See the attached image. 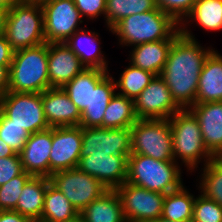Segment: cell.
<instances>
[{"mask_svg":"<svg viewBox=\"0 0 222 222\" xmlns=\"http://www.w3.org/2000/svg\"><path fill=\"white\" fill-rule=\"evenodd\" d=\"M201 45L198 39H191L180 33L172 43L160 74L172 98L182 109L195 104L203 64L215 49L212 46Z\"/></svg>","mask_w":222,"mask_h":222,"instance_id":"cell-1","label":"cell"},{"mask_svg":"<svg viewBox=\"0 0 222 222\" xmlns=\"http://www.w3.org/2000/svg\"><path fill=\"white\" fill-rule=\"evenodd\" d=\"M110 33L117 36L119 47L131 48L147 42L174 40L180 30L167 13L156 8L121 19L111 28Z\"/></svg>","mask_w":222,"mask_h":222,"instance_id":"cell-2","label":"cell"},{"mask_svg":"<svg viewBox=\"0 0 222 222\" xmlns=\"http://www.w3.org/2000/svg\"><path fill=\"white\" fill-rule=\"evenodd\" d=\"M169 121L174 161L193 175L192 172L200 170L199 165L203 167L215 157L207 150L199 121L189 108L177 111Z\"/></svg>","mask_w":222,"mask_h":222,"instance_id":"cell-3","label":"cell"},{"mask_svg":"<svg viewBox=\"0 0 222 222\" xmlns=\"http://www.w3.org/2000/svg\"><path fill=\"white\" fill-rule=\"evenodd\" d=\"M48 77V43L14 51L9 67L8 91L42 93L50 89Z\"/></svg>","mask_w":222,"mask_h":222,"instance_id":"cell-4","label":"cell"},{"mask_svg":"<svg viewBox=\"0 0 222 222\" xmlns=\"http://www.w3.org/2000/svg\"><path fill=\"white\" fill-rule=\"evenodd\" d=\"M182 168L175 161H161L146 155L130 154L127 182L149 191L167 194L184 184Z\"/></svg>","mask_w":222,"mask_h":222,"instance_id":"cell-5","label":"cell"},{"mask_svg":"<svg viewBox=\"0 0 222 222\" xmlns=\"http://www.w3.org/2000/svg\"><path fill=\"white\" fill-rule=\"evenodd\" d=\"M5 37L14 51L46 42L39 0H19L8 10Z\"/></svg>","mask_w":222,"mask_h":222,"instance_id":"cell-6","label":"cell"},{"mask_svg":"<svg viewBox=\"0 0 222 222\" xmlns=\"http://www.w3.org/2000/svg\"><path fill=\"white\" fill-rule=\"evenodd\" d=\"M131 154L174 161L169 119H138L131 126Z\"/></svg>","mask_w":222,"mask_h":222,"instance_id":"cell-7","label":"cell"},{"mask_svg":"<svg viewBox=\"0 0 222 222\" xmlns=\"http://www.w3.org/2000/svg\"><path fill=\"white\" fill-rule=\"evenodd\" d=\"M0 111L12 124L23 127L30 134L50 128L44 115L41 93L8 91L0 97Z\"/></svg>","mask_w":222,"mask_h":222,"instance_id":"cell-8","label":"cell"},{"mask_svg":"<svg viewBox=\"0 0 222 222\" xmlns=\"http://www.w3.org/2000/svg\"><path fill=\"white\" fill-rule=\"evenodd\" d=\"M43 10L46 43H64L77 30L83 28L85 19L73 0H39ZM81 26V27H80Z\"/></svg>","mask_w":222,"mask_h":222,"instance_id":"cell-9","label":"cell"},{"mask_svg":"<svg viewBox=\"0 0 222 222\" xmlns=\"http://www.w3.org/2000/svg\"><path fill=\"white\" fill-rule=\"evenodd\" d=\"M49 179L50 183L63 193L78 213L108 190L99 180L81 171L78 167L57 171Z\"/></svg>","mask_w":222,"mask_h":222,"instance_id":"cell-10","label":"cell"},{"mask_svg":"<svg viewBox=\"0 0 222 222\" xmlns=\"http://www.w3.org/2000/svg\"><path fill=\"white\" fill-rule=\"evenodd\" d=\"M126 222H151L161 217L165 193L123 183L115 188Z\"/></svg>","mask_w":222,"mask_h":222,"instance_id":"cell-11","label":"cell"},{"mask_svg":"<svg viewBox=\"0 0 222 222\" xmlns=\"http://www.w3.org/2000/svg\"><path fill=\"white\" fill-rule=\"evenodd\" d=\"M82 148L80 157L93 155L131 154V127L101 128L82 127Z\"/></svg>","mask_w":222,"mask_h":222,"instance_id":"cell-12","label":"cell"},{"mask_svg":"<svg viewBox=\"0 0 222 222\" xmlns=\"http://www.w3.org/2000/svg\"><path fill=\"white\" fill-rule=\"evenodd\" d=\"M138 119H169L182 108L174 101L164 79L155 76L134 101Z\"/></svg>","mask_w":222,"mask_h":222,"instance_id":"cell-13","label":"cell"},{"mask_svg":"<svg viewBox=\"0 0 222 222\" xmlns=\"http://www.w3.org/2000/svg\"><path fill=\"white\" fill-rule=\"evenodd\" d=\"M82 148L81 126L52 128L50 176L61 170L76 168Z\"/></svg>","mask_w":222,"mask_h":222,"instance_id":"cell-14","label":"cell"},{"mask_svg":"<svg viewBox=\"0 0 222 222\" xmlns=\"http://www.w3.org/2000/svg\"><path fill=\"white\" fill-rule=\"evenodd\" d=\"M128 157L90 154L80 157L77 167L99 180L107 189H115L127 182Z\"/></svg>","mask_w":222,"mask_h":222,"instance_id":"cell-15","label":"cell"},{"mask_svg":"<svg viewBox=\"0 0 222 222\" xmlns=\"http://www.w3.org/2000/svg\"><path fill=\"white\" fill-rule=\"evenodd\" d=\"M52 128L30 134L19 153L23 171L32 176L50 177Z\"/></svg>","mask_w":222,"mask_h":222,"instance_id":"cell-16","label":"cell"},{"mask_svg":"<svg viewBox=\"0 0 222 222\" xmlns=\"http://www.w3.org/2000/svg\"><path fill=\"white\" fill-rule=\"evenodd\" d=\"M85 68L64 43H48V77L51 88H62Z\"/></svg>","mask_w":222,"mask_h":222,"instance_id":"cell-17","label":"cell"},{"mask_svg":"<svg viewBox=\"0 0 222 222\" xmlns=\"http://www.w3.org/2000/svg\"><path fill=\"white\" fill-rule=\"evenodd\" d=\"M46 121L51 128L78 126L81 113L62 88H50L41 93Z\"/></svg>","mask_w":222,"mask_h":222,"instance_id":"cell-18","label":"cell"},{"mask_svg":"<svg viewBox=\"0 0 222 222\" xmlns=\"http://www.w3.org/2000/svg\"><path fill=\"white\" fill-rule=\"evenodd\" d=\"M189 109L199 121L207 150L218 158L222 154V101L194 104Z\"/></svg>","mask_w":222,"mask_h":222,"instance_id":"cell-19","label":"cell"},{"mask_svg":"<svg viewBox=\"0 0 222 222\" xmlns=\"http://www.w3.org/2000/svg\"><path fill=\"white\" fill-rule=\"evenodd\" d=\"M64 44L76 54L86 68L110 71L107 55L101 50V37L95 30L83 27L69 37Z\"/></svg>","mask_w":222,"mask_h":222,"instance_id":"cell-20","label":"cell"},{"mask_svg":"<svg viewBox=\"0 0 222 222\" xmlns=\"http://www.w3.org/2000/svg\"><path fill=\"white\" fill-rule=\"evenodd\" d=\"M190 24H195L203 31H208L207 33L221 31L222 0H197L189 15L179 25L180 33L188 38L196 39L195 33L190 30Z\"/></svg>","mask_w":222,"mask_h":222,"instance_id":"cell-21","label":"cell"},{"mask_svg":"<svg viewBox=\"0 0 222 222\" xmlns=\"http://www.w3.org/2000/svg\"><path fill=\"white\" fill-rule=\"evenodd\" d=\"M222 101V55L214 49L205 59L195 104Z\"/></svg>","mask_w":222,"mask_h":222,"instance_id":"cell-22","label":"cell"},{"mask_svg":"<svg viewBox=\"0 0 222 222\" xmlns=\"http://www.w3.org/2000/svg\"><path fill=\"white\" fill-rule=\"evenodd\" d=\"M173 42L174 40H161L135 45L128 51V63L158 76L164 68Z\"/></svg>","mask_w":222,"mask_h":222,"instance_id":"cell-23","label":"cell"},{"mask_svg":"<svg viewBox=\"0 0 222 222\" xmlns=\"http://www.w3.org/2000/svg\"><path fill=\"white\" fill-rule=\"evenodd\" d=\"M116 93L114 77L109 73L91 90L90 105L81 112L80 126L103 128L104 112Z\"/></svg>","mask_w":222,"mask_h":222,"instance_id":"cell-24","label":"cell"},{"mask_svg":"<svg viewBox=\"0 0 222 222\" xmlns=\"http://www.w3.org/2000/svg\"><path fill=\"white\" fill-rule=\"evenodd\" d=\"M83 222H126L119 196L115 189H108L80 213Z\"/></svg>","mask_w":222,"mask_h":222,"instance_id":"cell-25","label":"cell"},{"mask_svg":"<svg viewBox=\"0 0 222 222\" xmlns=\"http://www.w3.org/2000/svg\"><path fill=\"white\" fill-rule=\"evenodd\" d=\"M50 179L45 176H32L22 188L18 203L13 211L30 220H41L47 185Z\"/></svg>","mask_w":222,"mask_h":222,"instance_id":"cell-26","label":"cell"},{"mask_svg":"<svg viewBox=\"0 0 222 222\" xmlns=\"http://www.w3.org/2000/svg\"><path fill=\"white\" fill-rule=\"evenodd\" d=\"M109 73L110 71L98 68H85L62 89L81 113L90 105L92 88H95Z\"/></svg>","mask_w":222,"mask_h":222,"instance_id":"cell-27","label":"cell"},{"mask_svg":"<svg viewBox=\"0 0 222 222\" xmlns=\"http://www.w3.org/2000/svg\"><path fill=\"white\" fill-rule=\"evenodd\" d=\"M79 218L78 211L70 201L51 183L47 185L41 220L45 222H73Z\"/></svg>","mask_w":222,"mask_h":222,"instance_id":"cell-28","label":"cell"},{"mask_svg":"<svg viewBox=\"0 0 222 222\" xmlns=\"http://www.w3.org/2000/svg\"><path fill=\"white\" fill-rule=\"evenodd\" d=\"M195 195L183 184L165 195L161 217L170 221H186L193 218Z\"/></svg>","mask_w":222,"mask_h":222,"instance_id":"cell-29","label":"cell"},{"mask_svg":"<svg viewBox=\"0 0 222 222\" xmlns=\"http://www.w3.org/2000/svg\"><path fill=\"white\" fill-rule=\"evenodd\" d=\"M137 120L134 100L116 92L104 112L103 128L131 127Z\"/></svg>","mask_w":222,"mask_h":222,"instance_id":"cell-30","label":"cell"},{"mask_svg":"<svg viewBox=\"0 0 222 222\" xmlns=\"http://www.w3.org/2000/svg\"><path fill=\"white\" fill-rule=\"evenodd\" d=\"M156 8L155 0H106L105 27L110 32L111 28L121 19Z\"/></svg>","mask_w":222,"mask_h":222,"instance_id":"cell-31","label":"cell"},{"mask_svg":"<svg viewBox=\"0 0 222 222\" xmlns=\"http://www.w3.org/2000/svg\"><path fill=\"white\" fill-rule=\"evenodd\" d=\"M119 75L118 80L114 78L116 92L134 101L155 77L151 72L140 69L131 63Z\"/></svg>","mask_w":222,"mask_h":222,"instance_id":"cell-32","label":"cell"},{"mask_svg":"<svg viewBox=\"0 0 222 222\" xmlns=\"http://www.w3.org/2000/svg\"><path fill=\"white\" fill-rule=\"evenodd\" d=\"M200 175L196 181V187L207 198L214 200L222 206V161L219 158H213L205 166L201 167ZM200 179V180H199Z\"/></svg>","mask_w":222,"mask_h":222,"instance_id":"cell-33","label":"cell"},{"mask_svg":"<svg viewBox=\"0 0 222 222\" xmlns=\"http://www.w3.org/2000/svg\"><path fill=\"white\" fill-rule=\"evenodd\" d=\"M31 177L30 173L23 171L20 175L0 186V211L16 208L22 188Z\"/></svg>","mask_w":222,"mask_h":222,"instance_id":"cell-34","label":"cell"},{"mask_svg":"<svg viewBox=\"0 0 222 222\" xmlns=\"http://www.w3.org/2000/svg\"><path fill=\"white\" fill-rule=\"evenodd\" d=\"M198 189L193 205V222H222V206L207 198Z\"/></svg>","mask_w":222,"mask_h":222,"instance_id":"cell-35","label":"cell"},{"mask_svg":"<svg viewBox=\"0 0 222 222\" xmlns=\"http://www.w3.org/2000/svg\"><path fill=\"white\" fill-rule=\"evenodd\" d=\"M30 133L23 127L12 124L0 111V139L7 143L15 153H20L29 138Z\"/></svg>","mask_w":222,"mask_h":222,"instance_id":"cell-36","label":"cell"},{"mask_svg":"<svg viewBox=\"0 0 222 222\" xmlns=\"http://www.w3.org/2000/svg\"><path fill=\"white\" fill-rule=\"evenodd\" d=\"M197 0H155L157 8L167 13L178 25L191 12Z\"/></svg>","mask_w":222,"mask_h":222,"instance_id":"cell-37","label":"cell"},{"mask_svg":"<svg viewBox=\"0 0 222 222\" xmlns=\"http://www.w3.org/2000/svg\"><path fill=\"white\" fill-rule=\"evenodd\" d=\"M73 2L83 19L86 18V22L95 21L102 16L104 17L102 19L105 20L106 0H73Z\"/></svg>","mask_w":222,"mask_h":222,"instance_id":"cell-38","label":"cell"},{"mask_svg":"<svg viewBox=\"0 0 222 222\" xmlns=\"http://www.w3.org/2000/svg\"><path fill=\"white\" fill-rule=\"evenodd\" d=\"M23 172L21 158L18 153L0 158V186Z\"/></svg>","mask_w":222,"mask_h":222,"instance_id":"cell-39","label":"cell"},{"mask_svg":"<svg viewBox=\"0 0 222 222\" xmlns=\"http://www.w3.org/2000/svg\"><path fill=\"white\" fill-rule=\"evenodd\" d=\"M13 55L14 50L7 42L5 35L0 36V66H10Z\"/></svg>","mask_w":222,"mask_h":222,"instance_id":"cell-40","label":"cell"},{"mask_svg":"<svg viewBox=\"0 0 222 222\" xmlns=\"http://www.w3.org/2000/svg\"><path fill=\"white\" fill-rule=\"evenodd\" d=\"M0 222H30V219L24 217L19 212L6 210L0 211Z\"/></svg>","mask_w":222,"mask_h":222,"instance_id":"cell-41","label":"cell"},{"mask_svg":"<svg viewBox=\"0 0 222 222\" xmlns=\"http://www.w3.org/2000/svg\"><path fill=\"white\" fill-rule=\"evenodd\" d=\"M9 67L0 66V97L8 92Z\"/></svg>","mask_w":222,"mask_h":222,"instance_id":"cell-42","label":"cell"},{"mask_svg":"<svg viewBox=\"0 0 222 222\" xmlns=\"http://www.w3.org/2000/svg\"><path fill=\"white\" fill-rule=\"evenodd\" d=\"M15 151L2 139H0V158L15 155Z\"/></svg>","mask_w":222,"mask_h":222,"instance_id":"cell-43","label":"cell"},{"mask_svg":"<svg viewBox=\"0 0 222 222\" xmlns=\"http://www.w3.org/2000/svg\"><path fill=\"white\" fill-rule=\"evenodd\" d=\"M7 13V9L0 7V36L5 35Z\"/></svg>","mask_w":222,"mask_h":222,"instance_id":"cell-44","label":"cell"},{"mask_svg":"<svg viewBox=\"0 0 222 222\" xmlns=\"http://www.w3.org/2000/svg\"><path fill=\"white\" fill-rule=\"evenodd\" d=\"M19 0H0V7L9 10Z\"/></svg>","mask_w":222,"mask_h":222,"instance_id":"cell-45","label":"cell"},{"mask_svg":"<svg viewBox=\"0 0 222 222\" xmlns=\"http://www.w3.org/2000/svg\"><path fill=\"white\" fill-rule=\"evenodd\" d=\"M151 222H177V221H170V220H167L163 217H158L156 220H153ZM178 222H193L192 220H186V221H178Z\"/></svg>","mask_w":222,"mask_h":222,"instance_id":"cell-46","label":"cell"},{"mask_svg":"<svg viewBox=\"0 0 222 222\" xmlns=\"http://www.w3.org/2000/svg\"><path fill=\"white\" fill-rule=\"evenodd\" d=\"M30 222H45V221H42V220H30Z\"/></svg>","mask_w":222,"mask_h":222,"instance_id":"cell-47","label":"cell"},{"mask_svg":"<svg viewBox=\"0 0 222 222\" xmlns=\"http://www.w3.org/2000/svg\"><path fill=\"white\" fill-rule=\"evenodd\" d=\"M73 222H83V221L80 218H78L77 220H75Z\"/></svg>","mask_w":222,"mask_h":222,"instance_id":"cell-48","label":"cell"},{"mask_svg":"<svg viewBox=\"0 0 222 222\" xmlns=\"http://www.w3.org/2000/svg\"><path fill=\"white\" fill-rule=\"evenodd\" d=\"M218 158L222 161V154Z\"/></svg>","mask_w":222,"mask_h":222,"instance_id":"cell-49","label":"cell"}]
</instances>
